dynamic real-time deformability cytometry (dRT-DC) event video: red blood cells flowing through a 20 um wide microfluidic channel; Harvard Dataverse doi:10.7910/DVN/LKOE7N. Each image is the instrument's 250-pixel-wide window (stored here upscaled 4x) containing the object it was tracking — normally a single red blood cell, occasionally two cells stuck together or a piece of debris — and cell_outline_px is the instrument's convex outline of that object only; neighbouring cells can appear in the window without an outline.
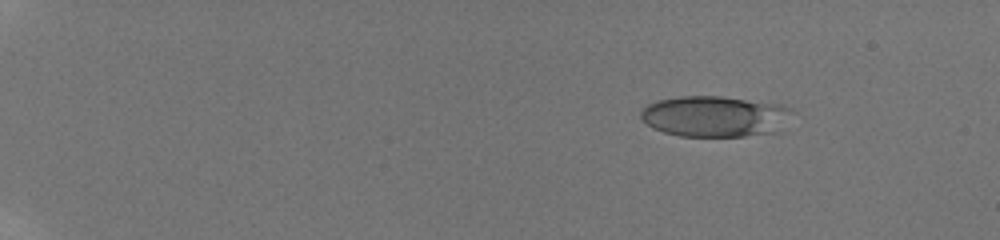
{"species": "human", "species_latin": "Homo sapiens", "temperature_condition": "room temperature", "stored_images_in_passage": 20, "camera_frame_rate_fps": 3000, "um_per_image_px": 0.085, "donor": {"sex": "male"}, "frame": {"image": 1, "passage_image": 7, "time_ms": 2.667, "image_size_px": [1000, 240], "cell_outline_px": [[796, 112], [780, 132], [744, 136], [680, 136], [664, 132], [652, 128], [640, 120], [640, 112], [648, 104], [656, 100], [680, 96], [720, 96], [784, 104], [792, 108]], "centroid_in_image_um": [60.84, 9.89], "position_along_channel_um": 24.2, "area_um2": 36.93}}
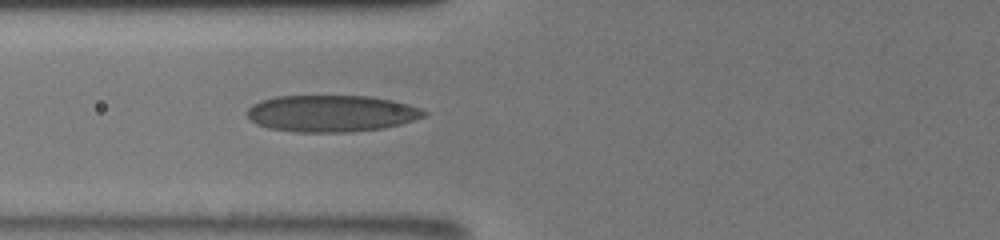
{"frame": {"image": 2, "passage_image": 15, "time_ms": 8.333, "image_size_px": [1000, 240], "cell_outline_px": [[428, 112], [424, 116], [400, 124], [384, 128], [348, 132], [296, 132], [268, 128], [256, 124], [248, 120], [244, 112], [252, 104], [260, 100], [276, 96], [368, 96], [392, 100], [408, 104], [420, 108]], "centroid_in_image_um": [28.09, 9.64], "position_along_channel_um": 97.7, "area_um2": 38.09}}
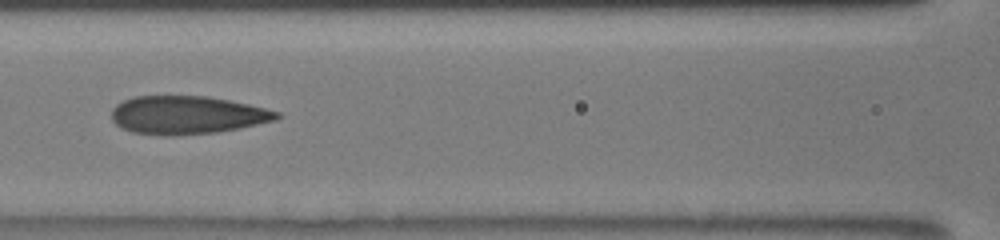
{"frame": {"image": 3, "passage_image": 18, "time_ms": 9.667, "image_size_px": [1000, 240], "cell_outline_px": [[284, 116], [276, 120], [240, 128], [216, 132], [132, 132], [116, 124], [112, 120], [112, 108], [116, 104], [132, 96], [208, 96], [248, 104], [280, 112]], "centroid_in_image_um": [15.96, 9.72], "position_along_channel_um": 150.6, "area_um2": 35.55}}